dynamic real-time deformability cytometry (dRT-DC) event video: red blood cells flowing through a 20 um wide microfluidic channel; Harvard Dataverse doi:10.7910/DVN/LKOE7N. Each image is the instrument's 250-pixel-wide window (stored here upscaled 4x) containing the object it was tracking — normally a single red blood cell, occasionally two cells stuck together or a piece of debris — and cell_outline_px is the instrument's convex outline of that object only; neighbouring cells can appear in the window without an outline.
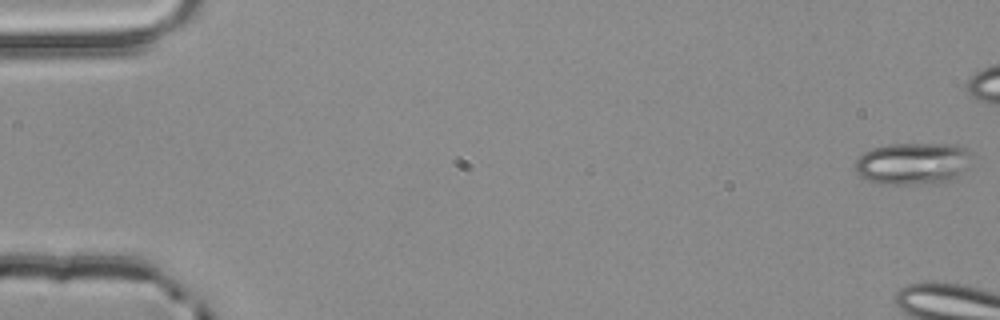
{"species": "common noctule bat (a hibernating species)", "species_latin": "Nyctalus noctula", "temperature_condition": "room temperature", "stored_images_in_passage": 15, "camera_frame_rate_fps": 3000, "um_per_image_px": 0.085, "animal": {"sex": "male", "body_mass_g": 20.4}, "frame": {"image": 1, "passage_image": 1, "time_ms": 0.0, "image_size_px": [1000, 320], "cell_outline_px": [[972, 156], [968, 168], [952, 180], [940, 184], [876, 184], [860, 176], [856, 172], [856, 160], [864, 152], [872, 148], [892, 144], [956, 144], [972, 152]], "centroid_in_image_um": [77.64, 13.91], "position_along_channel_um": 7.4, "area_um2": 29.02}}